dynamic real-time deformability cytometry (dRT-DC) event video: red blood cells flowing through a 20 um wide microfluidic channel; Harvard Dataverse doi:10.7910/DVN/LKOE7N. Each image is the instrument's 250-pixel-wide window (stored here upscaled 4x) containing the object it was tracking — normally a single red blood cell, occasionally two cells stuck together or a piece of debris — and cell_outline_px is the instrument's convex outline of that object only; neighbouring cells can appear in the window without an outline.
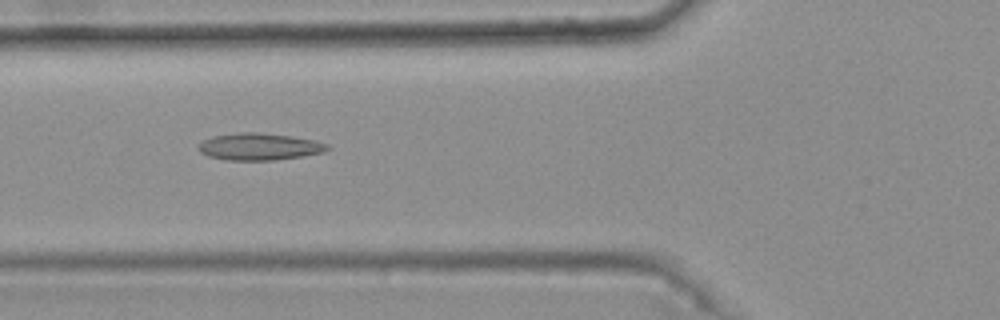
{"species": "common noctule bat (a hibernating species)", "species_latin": "Nyctalus noctula", "temperature_condition": "warm", "stored_images_in_passage": 48, "camera_frame_rate_fps": 3000, "um_per_image_px": 0.085, "animal": {"sex": "female", "body_mass_g": 25.1}, "frame": {"image": 1, "passage_image": 20, "time_ms": 6.333, "image_size_px": [1000, 320], "cell_outline_px": [[328, 148], [324, 152], [304, 156], [276, 160], [224, 160], [208, 156], [200, 152], [200, 144], [204, 140], [212, 136], [240, 132], [256, 132], [292, 136], [316, 140], [328, 144]], "centroid_in_image_um": [22.07, 12.47], "position_along_channel_um": 103.7, "area_um2": 20.29}}
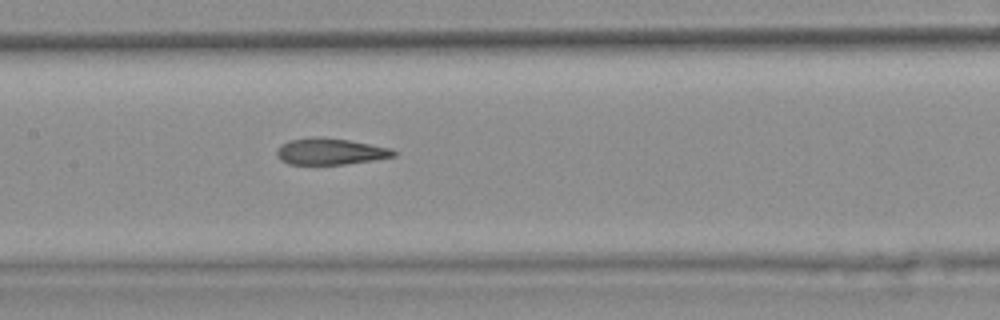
{"frame": {"image": 2, "passage_image": 26, "time_ms": 8.333, "image_size_px": [1000, 320], "cell_outline_px": [[400, 152], [396, 156], [372, 160], [344, 164], [288, 164], [280, 160], [276, 156], [276, 148], [280, 144], [288, 140], [348, 140], [392, 148]], "centroid_in_image_um": [28.11, 12.92], "position_along_channel_um": 179.3, "area_um2": 17.34}}
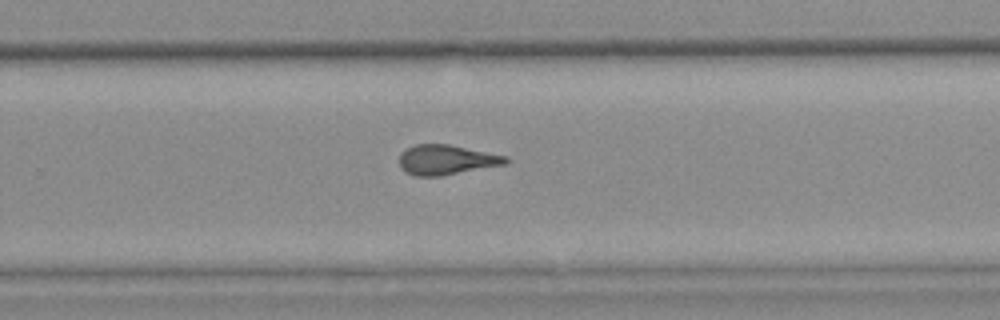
{"frame": {"image": 3, "passage_image": 35, "time_ms": 11.333, "image_size_px": [1000, 320], "cell_outline_px": [[508, 164], [440, 176], [416, 176], [404, 172], [400, 168], [400, 152], [416, 144], [448, 144], [508, 156]], "centroid_in_image_um": [37.94, 13.59], "position_along_channel_um": 291.9, "area_um2": 18.61}, "authors_computed_cell_mechanics": {"area_um2": 18.8717, "velocity_mm_per_s": 3.7646, "shape_relaxation_time_tau1_ms": null, "shape_relaxation_time_tau2_ms": 2.8757, "deformation_change_tau1": null, "deformation_change_tau2": 0.1338}}